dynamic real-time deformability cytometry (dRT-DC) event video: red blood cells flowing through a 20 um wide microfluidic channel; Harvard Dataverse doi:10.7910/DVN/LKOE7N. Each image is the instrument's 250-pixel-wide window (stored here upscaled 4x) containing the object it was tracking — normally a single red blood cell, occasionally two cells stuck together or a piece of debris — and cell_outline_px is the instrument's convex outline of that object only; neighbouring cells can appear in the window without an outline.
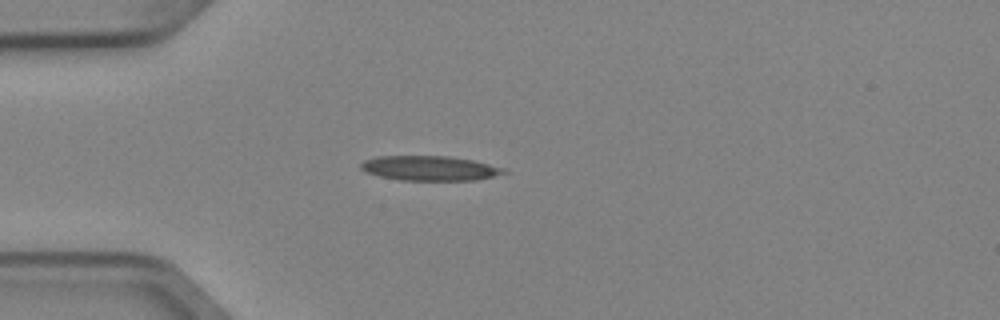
{"species": "Egyptian fruit bat (a non-hibernating species)", "species_latin": "Rousettus aegyptiacus", "temperature_condition": "cold", "stored_images_in_passage": 1, "camera_frame_rate_fps": 3000, "um_per_image_px": 0.085, "animal": {"sex": "female"}, "frame": {"image": 1, "passage_image": 1, "time_ms": 0.0, "image_size_px": [1000, 320], "cell_outline_px": [[508, 172], [476, 180], [400, 180], [380, 176], [368, 172], [360, 168], [360, 164], [364, 160], [376, 156], [448, 156], [472, 160], [504, 168]], "centroid_in_image_um": [36.5, 14.29], "position_along_channel_um": 48.5, "area_um2": 20.4}}